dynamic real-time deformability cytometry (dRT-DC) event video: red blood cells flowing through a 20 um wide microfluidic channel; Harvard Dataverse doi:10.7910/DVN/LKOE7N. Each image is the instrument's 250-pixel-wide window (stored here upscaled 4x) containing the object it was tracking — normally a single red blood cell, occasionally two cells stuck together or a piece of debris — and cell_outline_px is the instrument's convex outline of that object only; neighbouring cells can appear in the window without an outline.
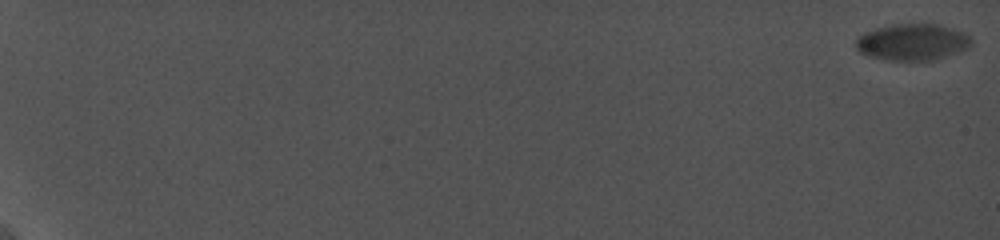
{"species": "common noctule bat (a hibernating species)", "species_latin": "Nyctalus noctula", "temperature_condition": "cold", "stored_images_in_passage": 85, "camera_frame_rate_fps": 5000, "um_per_image_px": 0.085, "animal": {"sex": "female", "body_mass_g": 19.0, "forearm_length_mm": 56.7}, "frame": {"image": 1, "passage_image": 1, "time_ms": 0.0, "image_size_px": [1000, 240], "cell_outline_px": [[972, 44], [968, 48], [932, 60], [884, 60], [868, 56], [860, 52], [856, 48], [856, 40], [864, 32], [876, 28], [892, 24], [940, 24], [964, 32], [972, 40]], "centroid_in_image_um": [77.54, 3.57], "position_along_channel_um": 7.5, "area_um2": 24.51}}
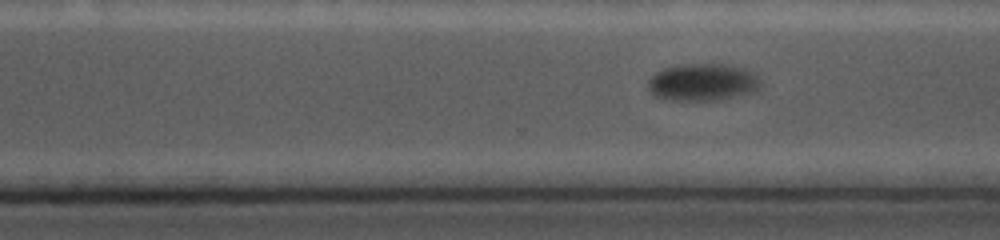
{"frame": {"image": 2, "passage_image": 69, "time_ms": 16.0, "image_size_px": [1000, 240], "cell_outline_px": [[760, 88], [756, 92], [716, 100], [668, 100], [656, 96], [648, 88], [648, 80], [656, 72], [664, 68], [688, 64], [724, 64], [744, 68], [756, 72], [760, 76]], "centroid_in_image_um": [59.79, 6.99], "position_along_channel_um": 310.8, "area_um2": 24.57}}
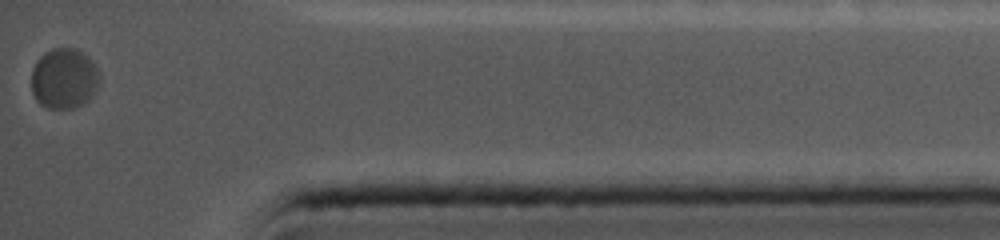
{"frame": {"image": 3, "passage_image": 85, "time_ms": 19.6, "image_size_px": [1000, 240], "cell_outline_px": [[100, 84], [92, 96], [84, 104], [72, 108], [48, 108], [40, 104], [36, 100], [32, 92], [32, 68], [36, 60], [44, 52], [52, 48], [76, 48], [88, 56], [92, 60], [96, 68], [100, 80]], "centroid_in_image_um": [5.45, 6.67], "position_along_channel_um": 429.8, "area_um2": 24.28}}